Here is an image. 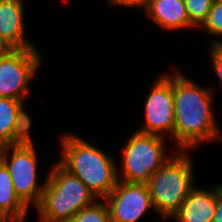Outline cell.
I'll return each instance as SVG.
<instances>
[{
    "mask_svg": "<svg viewBox=\"0 0 222 222\" xmlns=\"http://www.w3.org/2000/svg\"><path fill=\"white\" fill-rule=\"evenodd\" d=\"M24 221L25 220L18 217L6 215V214H0V222H24Z\"/></svg>",
    "mask_w": 222,
    "mask_h": 222,
    "instance_id": "23",
    "label": "cell"
},
{
    "mask_svg": "<svg viewBox=\"0 0 222 222\" xmlns=\"http://www.w3.org/2000/svg\"><path fill=\"white\" fill-rule=\"evenodd\" d=\"M143 10L150 20L165 31L197 29L189 21L184 0H150Z\"/></svg>",
    "mask_w": 222,
    "mask_h": 222,
    "instance_id": "11",
    "label": "cell"
},
{
    "mask_svg": "<svg viewBox=\"0 0 222 222\" xmlns=\"http://www.w3.org/2000/svg\"><path fill=\"white\" fill-rule=\"evenodd\" d=\"M37 47L14 49L0 58V97L24 101L43 60Z\"/></svg>",
    "mask_w": 222,
    "mask_h": 222,
    "instance_id": "8",
    "label": "cell"
},
{
    "mask_svg": "<svg viewBox=\"0 0 222 222\" xmlns=\"http://www.w3.org/2000/svg\"><path fill=\"white\" fill-rule=\"evenodd\" d=\"M24 102L0 97V147L10 146L16 112Z\"/></svg>",
    "mask_w": 222,
    "mask_h": 222,
    "instance_id": "14",
    "label": "cell"
},
{
    "mask_svg": "<svg viewBox=\"0 0 222 222\" xmlns=\"http://www.w3.org/2000/svg\"><path fill=\"white\" fill-rule=\"evenodd\" d=\"M215 207L216 185L211 190L195 187L172 218L175 222H213Z\"/></svg>",
    "mask_w": 222,
    "mask_h": 222,
    "instance_id": "12",
    "label": "cell"
},
{
    "mask_svg": "<svg viewBox=\"0 0 222 222\" xmlns=\"http://www.w3.org/2000/svg\"><path fill=\"white\" fill-rule=\"evenodd\" d=\"M103 202L98 199L93 205L81 209L74 217L63 222H110L108 206L104 200Z\"/></svg>",
    "mask_w": 222,
    "mask_h": 222,
    "instance_id": "16",
    "label": "cell"
},
{
    "mask_svg": "<svg viewBox=\"0 0 222 222\" xmlns=\"http://www.w3.org/2000/svg\"><path fill=\"white\" fill-rule=\"evenodd\" d=\"M159 78V79H158ZM152 84L149 94L144 101V122L136 130L143 134L158 135L174 139V96L173 71L163 73Z\"/></svg>",
    "mask_w": 222,
    "mask_h": 222,
    "instance_id": "7",
    "label": "cell"
},
{
    "mask_svg": "<svg viewBox=\"0 0 222 222\" xmlns=\"http://www.w3.org/2000/svg\"><path fill=\"white\" fill-rule=\"evenodd\" d=\"M15 48L0 35V58L7 56Z\"/></svg>",
    "mask_w": 222,
    "mask_h": 222,
    "instance_id": "22",
    "label": "cell"
},
{
    "mask_svg": "<svg viewBox=\"0 0 222 222\" xmlns=\"http://www.w3.org/2000/svg\"><path fill=\"white\" fill-rule=\"evenodd\" d=\"M35 145L0 147V160L8 168L16 195L29 208L39 204L46 180L38 183Z\"/></svg>",
    "mask_w": 222,
    "mask_h": 222,
    "instance_id": "6",
    "label": "cell"
},
{
    "mask_svg": "<svg viewBox=\"0 0 222 222\" xmlns=\"http://www.w3.org/2000/svg\"><path fill=\"white\" fill-rule=\"evenodd\" d=\"M214 0H184L189 21L198 29L206 20Z\"/></svg>",
    "mask_w": 222,
    "mask_h": 222,
    "instance_id": "18",
    "label": "cell"
},
{
    "mask_svg": "<svg viewBox=\"0 0 222 222\" xmlns=\"http://www.w3.org/2000/svg\"><path fill=\"white\" fill-rule=\"evenodd\" d=\"M201 31L213 35L215 37H222V2L214 0L210 11L208 12L206 20L199 27ZM211 44L222 43L221 39L211 41Z\"/></svg>",
    "mask_w": 222,
    "mask_h": 222,
    "instance_id": "17",
    "label": "cell"
},
{
    "mask_svg": "<svg viewBox=\"0 0 222 222\" xmlns=\"http://www.w3.org/2000/svg\"><path fill=\"white\" fill-rule=\"evenodd\" d=\"M150 0H108V3H110L111 5H116V6H120V7H127L130 9L131 8H135V9H142L145 8Z\"/></svg>",
    "mask_w": 222,
    "mask_h": 222,
    "instance_id": "20",
    "label": "cell"
},
{
    "mask_svg": "<svg viewBox=\"0 0 222 222\" xmlns=\"http://www.w3.org/2000/svg\"><path fill=\"white\" fill-rule=\"evenodd\" d=\"M104 200L110 222H139L150 209L155 212L147 183L119 180Z\"/></svg>",
    "mask_w": 222,
    "mask_h": 222,
    "instance_id": "9",
    "label": "cell"
},
{
    "mask_svg": "<svg viewBox=\"0 0 222 222\" xmlns=\"http://www.w3.org/2000/svg\"><path fill=\"white\" fill-rule=\"evenodd\" d=\"M24 109L25 105L23 103L16 112L10 146L34 145L30 135V129L33 125L32 119Z\"/></svg>",
    "mask_w": 222,
    "mask_h": 222,
    "instance_id": "15",
    "label": "cell"
},
{
    "mask_svg": "<svg viewBox=\"0 0 222 222\" xmlns=\"http://www.w3.org/2000/svg\"><path fill=\"white\" fill-rule=\"evenodd\" d=\"M188 151H176L147 182L154 211L161 220L172 218L195 188L194 164Z\"/></svg>",
    "mask_w": 222,
    "mask_h": 222,
    "instance_id": "4",
    "label": "cell"
},
{
    "mask_svg": "<svg viewBox=\"0 0 222 222\" xmlns=\"http://www.w3.org/2000/svg\"><path fill=\"white\" fill-rule=\"evenodd\" d=\"M209 55L222 87V43L210 44Z\"/></svg>",
    "mask_w": 222,
    "mask_h": 222,
    "instance_id": "19",
    "label": "cell"
},
{
    "mask_svg": "<svg viewBox=\"0 0 222 222\" xmlns=\"http://www.w3.org/2000/svg\"><path fill=\"white\" fill-rule=\"evenodd\" d=\"M47 175L46 186L35 207L40 222H63L81 209L93 205L98 198L76 176L57 161Z\"/></svg>",
    "mask_w": 222,
    "mask_h": 222,
    "instance_id": "3",
    "label": "cell"
},
{
    "mask_svg": "<svg viewBox=\"0 0 222 222\" xmlns=\"http://www.w3.org/2000/svg\"><path fill=\"white\" fill-rule=\"evenodd\" d=\"M28 210L29 208L16 195L8 168L0 160V214L24 220Z\"/></svg>",
    "mask_w": 222,
    "mask_h": 222,
    "instance_id": "13",
    "label": "cell"
},
{
    "mask_svg": "<svg viewBox=\"0 0 222 222\" xmlns=\"http://www.w3.org/2000/svg\"><path fill=\"white\" fill-rule=\"evenodd\" d=\"M23 0H0V35L15 49L36 47L25 33Z\"/></svg>",
    "mask_w": 222,
    "mask_h": 222,
    "instance_id": "10",
    "label": "cell"
},
{
    "mask_svg": "<svg viewBox=\"0 0 222 222\" xmlns=\"http://www.w3.org/2000/svg\"><path fill=\"white\" fill-rule=\"evenodd\" d=\"M213 222H222V185L216 184V207Z\"/></svg>",
    "mask_w": 222,
    "mask_h": 222,
    "instance_id": "21",
    "label": "cell"
},
{
    "mask_svg": "<svg viewBox=\"0 0 222 222\" xmlns=\"http://www.w3.org/2000/svg\"><path fill=\"white\" fill-rule=\"evenodd\" d=\"M165 138L134 131L123 148L121 165L117 167L118 180L147 183L170 158L166 155Z\"/></svg>",
    "mask_w": 222,
    "mask_h": 222,
    "instance_id": "5",
    "label": "cell"
},
{
    "mask_svg": "<svg viewBox=\"0 0 222 222\" xmlns=\"http://www.w3.org/2000/svg\"><path fill=\"white\" fill-rule=\"evenodd\" d=\"M60 140L61 158L58 163L76 176L96 197L104 199L117 185L116 162L91 142L66 133Z\"/></svg>",
    "mask_w": 222,
    "mask_h": 222,
    "instance_id": "2",
    "label": "cell"
},
{
    "mask_svg": "<svg viewBox=\"0 0 222 222\" xmlns=\"http://www.w3.org/2000/svg\"><path fill=\"white\" fill-rule=\"evenodd\" d=\"M181 71L173 70L174 144L177 150L191 151L221 137L213 112L214 94L210 87L199 86ZM203 142V143H202Z\"/></svg>",
    "mask_w": 222,
    "mask_h": 222,
    "instance_id": "1",
    "label": "cell"
}]
</instances>
